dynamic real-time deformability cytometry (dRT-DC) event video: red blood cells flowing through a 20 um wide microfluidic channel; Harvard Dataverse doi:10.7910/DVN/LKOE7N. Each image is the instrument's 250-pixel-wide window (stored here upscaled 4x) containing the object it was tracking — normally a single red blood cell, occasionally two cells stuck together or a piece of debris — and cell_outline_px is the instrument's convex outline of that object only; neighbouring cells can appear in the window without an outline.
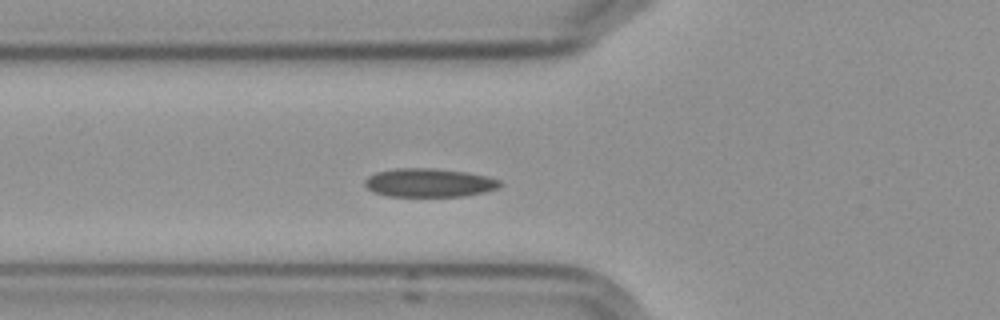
{"species": "Egyptian fruit bat (a non-hibernating species)", "species_latin": "Rousettus aegyptiacus", "temperature_condition": "cold", "stored_images_in_passage": 4, "camera_frame_rate_fps": 3000, "um_per_image_px": 0.085, "frame": {"image": 1, "passage_image": 4, "time_ms": 4.333, "image_size_px": [1000, 320], "cell_outline_px": [[504, 184], [500, 188], [484, 192], [464, 196], [388, 196], [372, 192], [364, 184], [364, 180], [368, 176], [376, 172], [396, 168], [428, 168], [464, 172], [488, 176], [500, 180]], "centroid_in_image_um": [36.49, 15.54], "position_along_channel_um": 89.3, "area_um2": 22.6}}